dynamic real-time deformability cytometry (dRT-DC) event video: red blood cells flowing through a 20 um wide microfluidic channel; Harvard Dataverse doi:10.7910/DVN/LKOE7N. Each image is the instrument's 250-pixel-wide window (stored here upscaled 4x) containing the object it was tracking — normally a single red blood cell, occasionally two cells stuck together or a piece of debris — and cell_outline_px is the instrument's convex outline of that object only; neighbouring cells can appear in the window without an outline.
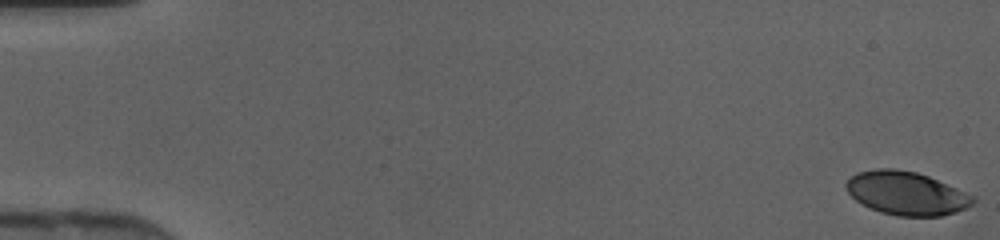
{"species": "human", "species_latin": "Homo sapiens", "temperature_condition": "cold", "stored_images_in_passage": 47, "camera_frame_rate_fps": 3000, "um_per_image_px": 0.085, "donor": {"sex": "female"}, "frame": {"image": 1, "passage_image": 1, "time_ms": 0.0, "image_size_px": [1000, 240], "cell_outline_px": [[976, 200], [972, 204], [956, 212], [940, 216], [896, 216], [880, 212], [856, 200], [848, 192], [844, 184], [856, 172], [876, 168], [896, 168], [916, 172], [928, 176], [976, 196]], "centroid_in_image_um": [77.05, 16.42], "position_along_channel_um": 8.0, "area_um2": 32.08}}
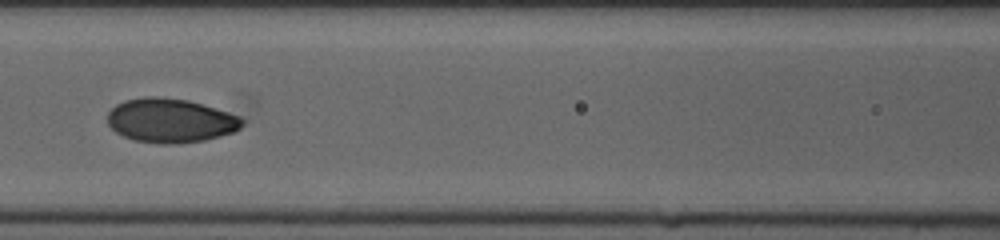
{"frame": {"image": 2, "passage_image": 22, "time_ms": 7.0, "image_size_px": [1000, 240], "cell_outline_px": [[244, 124], [236, 132], [204, 140], [172, 144], [160, 144], [136, 140], [124, 136], [116, 132], [108, 124], [108, 112], [116, 104], [124, 100], [144, 96], [156, 96], [188, 100], [228, 112], [240, 116], [244, 120]], "centroid_in_image_um": [14.5, 10.24], "position_along_channel_um": 152.1, "area_um2": 34.68}}
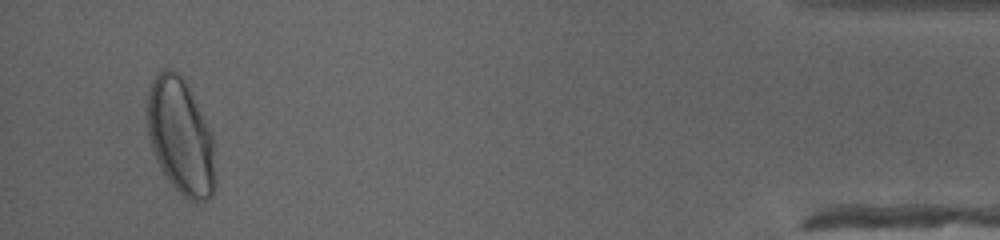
{"frame": {"image": 3, "passage_image": 45, "time_ms": 14.667, "image_size_px": [1000, 240], "cell_outline_px": [[212, 196], [208, 200], [196, 204], [188, 200], [172, 184], [164, 172], [152, 148], [148, 136], [148, 92], [156, 76], [164, 68], [168, 68], [176, 72], [184, 80], [212, 136]], "centroid_in_image_um": [15.32, 11.62], "position_along_channel_um": 419.9, "area_um2": 44.1}}